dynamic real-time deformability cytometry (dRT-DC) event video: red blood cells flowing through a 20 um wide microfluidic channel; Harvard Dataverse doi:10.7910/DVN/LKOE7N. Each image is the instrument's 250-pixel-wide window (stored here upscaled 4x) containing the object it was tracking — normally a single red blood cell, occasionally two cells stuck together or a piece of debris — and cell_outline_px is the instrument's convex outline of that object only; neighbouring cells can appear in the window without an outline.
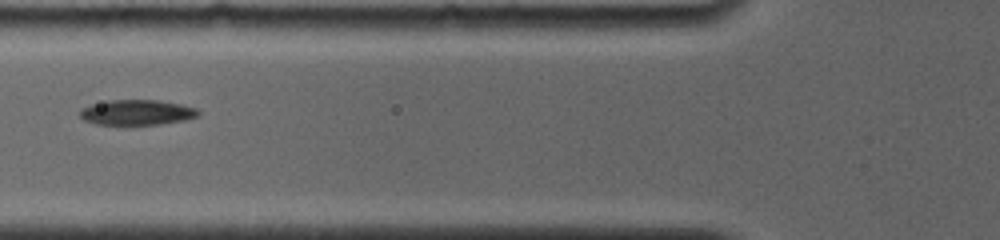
{"species": "common noctule bat (a hibernating species)", "species_latin": "Nyctalus noctula", "temperature_condition": "room temperature", "stored_images_in_passage": 11, "camera_frame_rate_fps": 4000, "um_per_image_px": 0.085, "animal": {"sex": "female", "body_mass_g": 19.0, "forearm_length_mm": 56.7}, "frame": {"image": 1, "passage_image": 2, "time_ms": 1.25, "image_size_px": [1000, 240], "cell_outline_px": [[200, 112], [196, 116], [184, 120], [156, 124], [96, 124], [84, 120], [80, 116], [80, 108], [92, 104], [108, 100], [160, 100], [180, 104], [196, 108]], "centroid_in_image_um": [11.6, 9.54], "position_along_channel_um": 114.2, "area_um2": 17.22}}
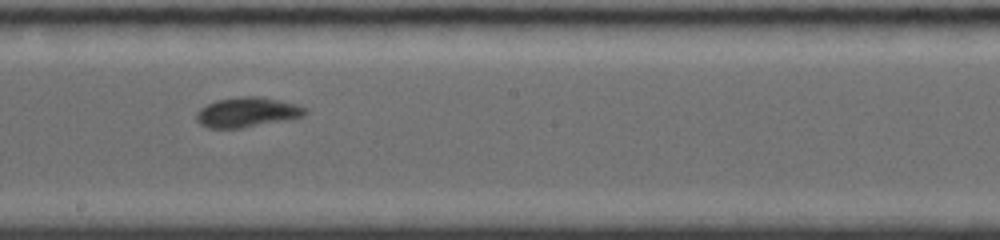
{"frame": {"image": 2, "passage_image": 5, "time_ms": 4.25, "image_size_px": [1000, 240], "cell_outline_px": [[308, 112], [304, 116], [284, 120], [240, 128], [208, 128], [200, 124], [196, 120], [196, 112], [200, 108], [216, 100], [240, 96], [256, 96], [296, 104], [304, 108]], "centroid_in_image_um": [20.95, 9.54], "position_along_channel_um": 227.2, "area_um2": 18.67}}
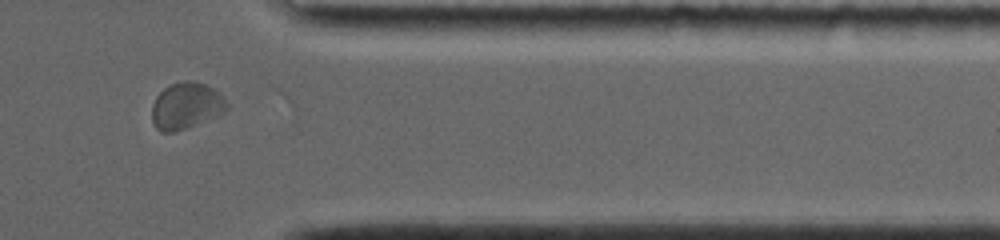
{"frame": {"image": 3, "passage_image": 9, "time_ms": 8.75, "image_size_px": [1000, 240], "cell_outline_px": [[228, 108], [224, 112], [188, 128], [172, 132], [160, 132], [156, 128], [152, 120], [152, 104], [156, 96], [164, 88], [172, 84], [184, 80], [192, 80], [216, 88], [224, 96], [228, 104]], "centroid_in_image_um": [15.84, 8.98], "position_along_channel_um": 395.6, "area_um2": 20.52}}